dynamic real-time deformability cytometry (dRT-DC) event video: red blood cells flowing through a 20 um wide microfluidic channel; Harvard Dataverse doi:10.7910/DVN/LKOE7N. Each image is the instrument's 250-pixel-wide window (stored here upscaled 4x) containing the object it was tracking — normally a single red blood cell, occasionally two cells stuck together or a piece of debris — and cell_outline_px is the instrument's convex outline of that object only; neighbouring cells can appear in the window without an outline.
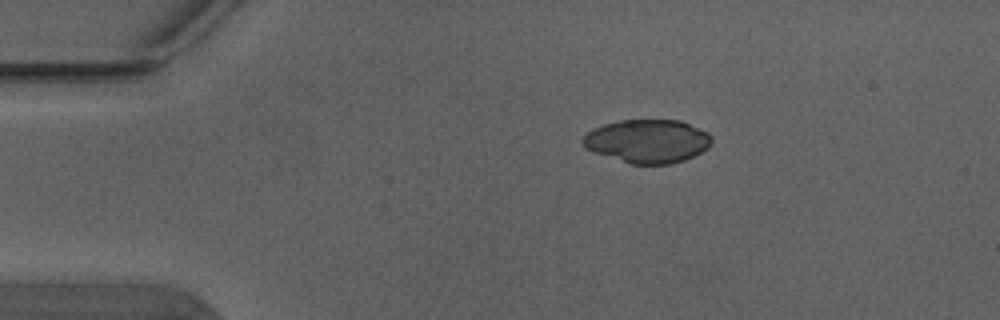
{"species": "Egyptian fruit bat (a non-hibernating species)", "species_latin": "Rousettus aegyptiacus", "temperature_condition": "warm", "stored_images_in_passage": 3, "camera_frame_rate_fps": 3000, "um_per_image_px": 0.085, "animal": {"sex": "male"}, "frame": {"image": 1, "passage_image": 1, "time_ms": 0.0, "image_size_px": [1000, 320], "cell_outline_px": [[712, 140], [708, 148], [684, 160], [672, 164], [632, 164], [584, 148], [580, 144], [580, 140], [588, 132], [604, 124], [620, 120], [680, 120], [708, 132], [712, 136]], "centroid_in_image_um": [55.04, 11.99], "position_along_channel_um": 30.0, "area_um2": 32.48}}